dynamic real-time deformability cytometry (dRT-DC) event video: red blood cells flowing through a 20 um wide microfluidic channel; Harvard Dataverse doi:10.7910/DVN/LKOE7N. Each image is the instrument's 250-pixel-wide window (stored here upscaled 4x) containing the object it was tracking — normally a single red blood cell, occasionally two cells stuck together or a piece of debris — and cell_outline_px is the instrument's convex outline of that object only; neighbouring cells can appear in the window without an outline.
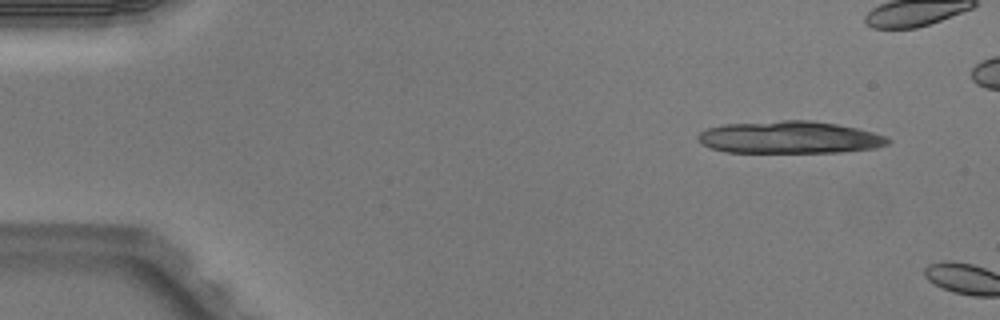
{"species": "Egyptian fruit bat (a non-hibernating species)", "species_latin": "Rousettus aegyptiacus", "temperature_condition": "warm", "stored_images_in_passage": 5, "camera_frame_rate_fps": 3000, "um_per_image_px": 0.085, "animal": {"sex": "male"}, "frame": {"image": 1, "passage_image": 5, "time_ms": 1.333, "image_size_px": [1000, 320], "cell_outline_px": [[892, 140], [888, 144], [876, 148], [840, 152], [724, 152], [708, 148], [700, 144], [696, 136], [700, 132], [708, 128], [724, 124], [780, 120], [812, 120], [836, 124], [856, 128], [888, 136]], "centroid_in_image_um": [67.09, 11.68], "position_along_channel_um": 17.9, "area_um2": 36.07}}